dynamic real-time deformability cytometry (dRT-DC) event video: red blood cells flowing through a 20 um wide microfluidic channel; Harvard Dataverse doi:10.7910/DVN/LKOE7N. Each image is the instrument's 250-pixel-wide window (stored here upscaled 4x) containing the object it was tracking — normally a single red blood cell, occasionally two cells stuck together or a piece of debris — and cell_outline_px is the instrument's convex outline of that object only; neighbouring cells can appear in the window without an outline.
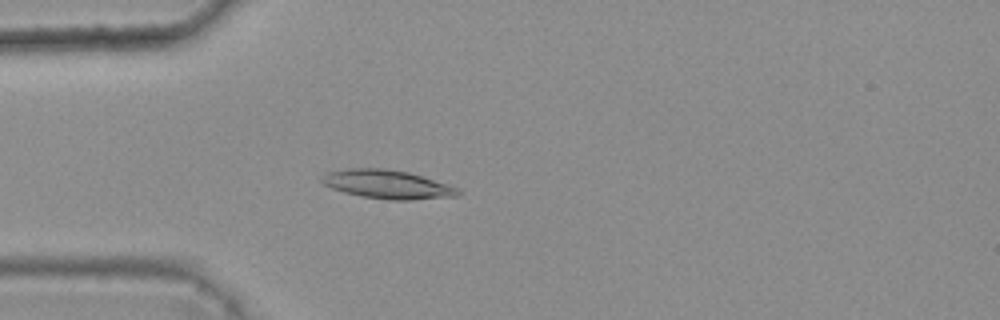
{"species": "common noctule bat (a hibernating species)", "species_latin": "Nyctalus noctula", "temperature_condition": "warm", "stored_images_in_passage": 3, "camera_frame_rate_fps": 3000, "um_per_image_px": 0.085, "animal": {"sex": "female", "body_mass_g": 25.1}, "frame": {"image": 1, "passage_image": 3, "time_ms": 0.667, "image_size_px": [1000, 320], "cell_outline_px": [[460, 196], [412, 200], [388, 200], [360, 196], [344, 192], [332, 188], [324, 184], [320, 180], [320, 176], [324, 172], [348, 168], [384, 168], [408, 172], [448, 184], [456, 188], [460, 192]], "centroid_in_image_um": [32.88, 15.67], "position_along_channel_um": 52.1, "area_um2": 22.95}}